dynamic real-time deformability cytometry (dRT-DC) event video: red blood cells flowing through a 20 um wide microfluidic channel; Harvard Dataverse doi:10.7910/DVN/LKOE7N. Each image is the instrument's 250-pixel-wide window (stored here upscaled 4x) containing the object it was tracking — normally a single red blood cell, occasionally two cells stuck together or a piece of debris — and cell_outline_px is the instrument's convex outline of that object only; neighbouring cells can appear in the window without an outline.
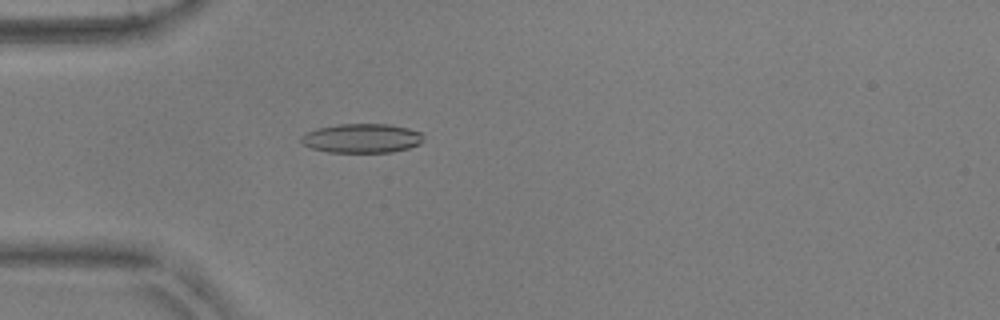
{"species": "common noctule bat (a hibernating species)", "species_latin": "Nyctalus noctula", "temperature_condition": "warm", "stored_images_in_passage": 53, "camera_frame_rate_fps": 3000, "um_per_image_px": 0.085, "animal": {"sex": "male", "body_mass_g": 17.9, "forearm_length_mm": 54.2}, "frame": {"image": 1, "passage_image": 16, "time_ms": 5.0, "image_size_px": [1000, 320], "cell_outline_px": [[424, 140], [420, 144], [408, 148], [392, 152], [328, 152], [312, 148], [304, 144], [300, 140], [300, 136], [304, 132], [316, 128], [336, 124], [388, 124], [408, 128], [424, 132]], "centroid_in_image_um": [30.77, 11.74], "position_along_channel_um": 54.2, "area_um2": 21.1}}
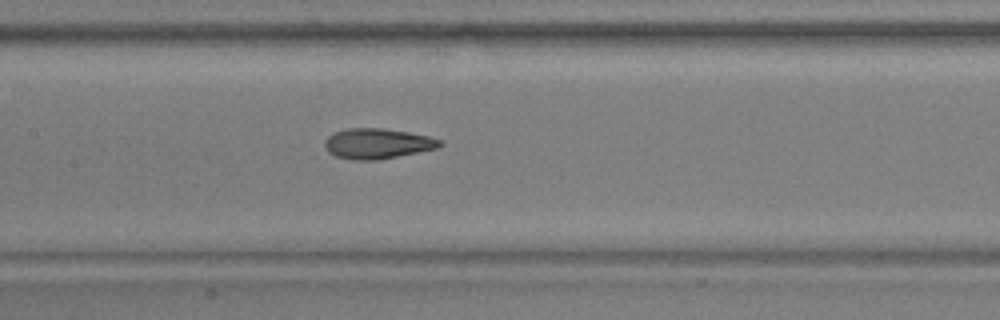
{"frame": {"image": 2, "passage_image": 26, "time_ms": 8.333, "image_size_px": [1000, 320], "cell_outline_px": [[444, 144], [436, 148], [376, 160], [352, 160], [336, 156], [328, 152], [324, 144], [324, 140], [328, 136], [336, 132], [348, 128], [384, 128], [408, 132], [428, 136], [444, 140]], "centroid_in_image_um": [32.07, 12.2], "position_along_channel_um": 175.3, "area_um2": 20.23}}
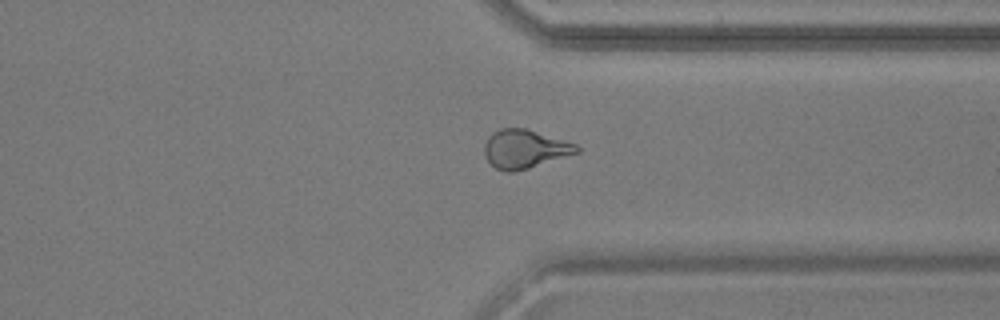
{"frame": {"image": 3, "passage_image": 41, "time_ms": 13.333, "image_size_px": [1000, 320], "cell_outline_px": [[580, 152], [528, 168], [512, 172], [504, 172], [496, 168], [484, 156], [484, 144], [488, 136], [492, 132], [500, 128], [524, 128], [576, 144], [580, 148]], "centroid_in_image_um": [44.57, 12.66], "position_along_channel_um": 366.8, "area_um2": 20.63}, "authors_computed_cell_mechanics": {"area_um2": 20.4034, "velocity_mm_per_s": 3.8407, "shape_relaxation_time_tau1_ms": null, "shape_relaxation_time_tau2_ms": 1.5351, "deformation_change_tau1": null, "deformation_change_tau2": 0.0896}}